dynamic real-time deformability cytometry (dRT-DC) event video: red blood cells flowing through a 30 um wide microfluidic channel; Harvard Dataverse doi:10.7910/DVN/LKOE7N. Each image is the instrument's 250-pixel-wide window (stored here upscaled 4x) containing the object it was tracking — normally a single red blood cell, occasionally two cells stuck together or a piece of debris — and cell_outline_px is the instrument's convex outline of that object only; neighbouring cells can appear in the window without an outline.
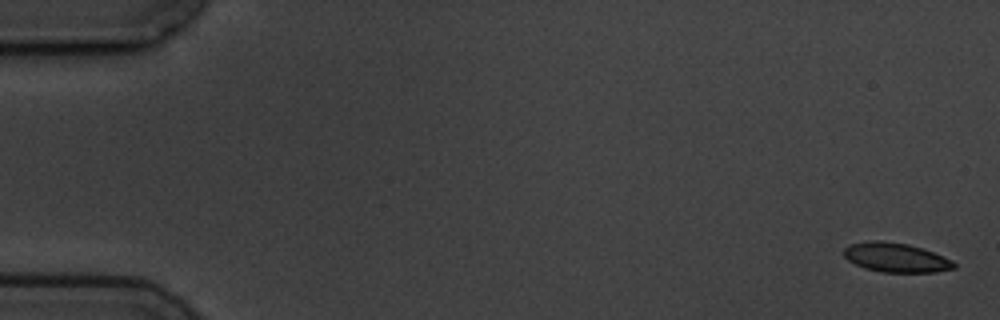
{"species": "common noctule bat (a hibernating species)", "species_latin": "Nyctalus noctula", "temperature_condition": "cold", "stored_images_in_passage": 3, "camera_frame_rate_fps": 3000, "um_per_image_px": 0.085, "animal": {"sex": "male", "body_mass_g": 19.5, "forearm_length_mm": 54.6}, "frame": {"image": 1, "passage_image": 1, "time_ms": 0.0, "image_size_px": [1000, 320], "cell_outline_px": [[956, 268], [936, 272], [880, 272], [864, 268], [848, 260], [844, 256], [844, 248], [848, 244], [868, 240], [880, 240], [908, 244], [932, 252], [952, 260], [956, 264]], "centroid_in_image_um": [76.12, 21.89], "position_along_channel_um": 8.9, "area_um2": 18.84}}